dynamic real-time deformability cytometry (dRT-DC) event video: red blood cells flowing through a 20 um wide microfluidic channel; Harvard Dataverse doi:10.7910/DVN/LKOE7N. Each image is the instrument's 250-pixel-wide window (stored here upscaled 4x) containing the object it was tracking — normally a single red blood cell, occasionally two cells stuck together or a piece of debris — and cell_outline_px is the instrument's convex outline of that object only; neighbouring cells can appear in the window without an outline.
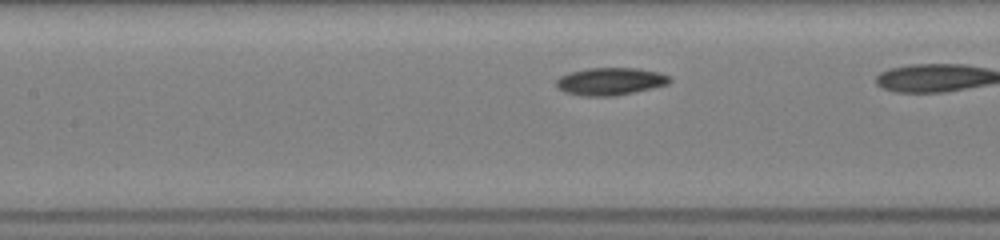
{"species": "common noctule bat (a hibernating species)", "species_latin": "Nyctalus noctula", "temperature_condition": "room temperature", "stored_images_in_passage": 25, "camera_frame_rate_fps": 3000, "um_per_image_px": 0.085, "animal": {"sex": "female", "body_mass_g": 19.5, "forearm_length_mm": 54.1}, "frame": {"image": 1, "passage_image": 8, "time_ms": 2.333, "image_size_px": [1000, 240], "cell_outline_px": [[672, 80], [668, 84], [652, 88], [616, 96], [580, 96], [564, 92], [556, 84], [556, 80], [560, 76], [568, 72], [588, 68], [640, 68], [660, 72], [668, 76]], "centroid_in_image_um": [51.87, 6.91], "position_along_channel_um": 155.5, "area_um2": 18.32}}
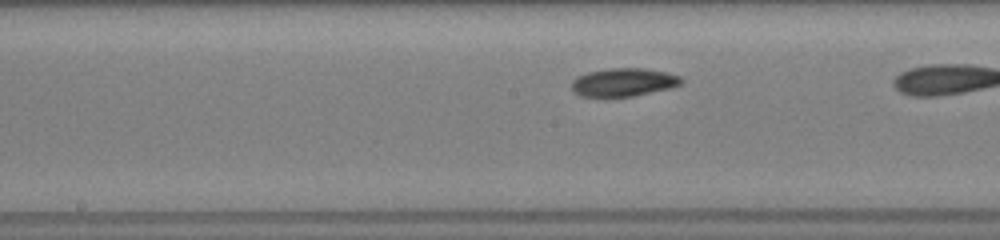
{"frame": {"image": 2, "passage_image": 11, "time_ms": 3.333, "image_size_px": [1000, 240], "cell_outline_px": [[684, 80], [680, 84], [672, 88], [632, 96], [608, 100], [580, 96], [572, 88], [572, 80], [576, 76], [588, 72], [608, 68], [644, 68], [664, 72], [680, 76]], "centroid_in_image_um": [52.95, 7.03], "position_along_channel_um": 195.3, "area_um2": 18.67}}